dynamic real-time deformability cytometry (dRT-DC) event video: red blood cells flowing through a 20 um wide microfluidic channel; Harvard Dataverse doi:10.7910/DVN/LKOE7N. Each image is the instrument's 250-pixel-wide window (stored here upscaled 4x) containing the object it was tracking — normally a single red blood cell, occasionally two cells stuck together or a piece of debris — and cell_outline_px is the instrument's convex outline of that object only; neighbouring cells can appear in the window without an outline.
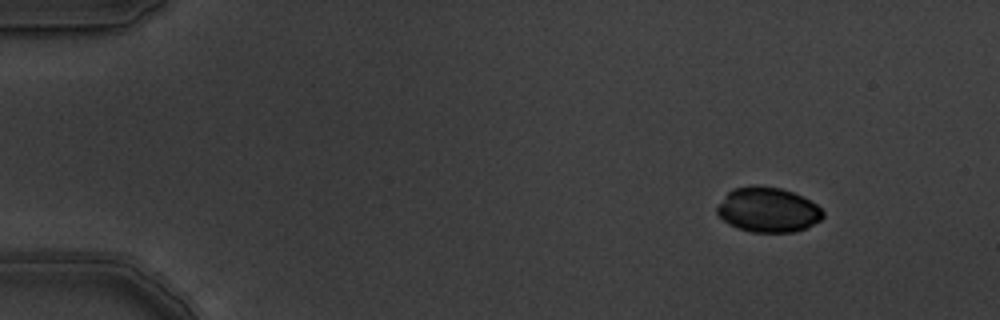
{"species": "common noctule bat (a hibernating species)", "species_latin": "Nyctalus noctula", "temperature_condition": "warm", "stored_images_in_passage": 5, "camera_frame_rate_fps": 3000, "um_per_image_px": 0.085, "animal": {"sex": "male", "body_mass_g": 19.5, "forearm_length_mm": 54.6}, "frame": {"image": 1, "passage_image": 1, "time_ms": 0.0, "image_size_px": [1000, 320], "cell_outline_px": [[824, 216], [820, 220], [796, 232], [752, 232], [736, 228], [728, 224], [716, 212], [716, 208], [728, 192], [732, 188], [756, 184], [780, 188], [792, 192], [816, 204], [824, 212]], "centroid_in_image_um": [65.25, 17.83], "position_along_channel_um": 19.8, "area_um2": 27.63}}
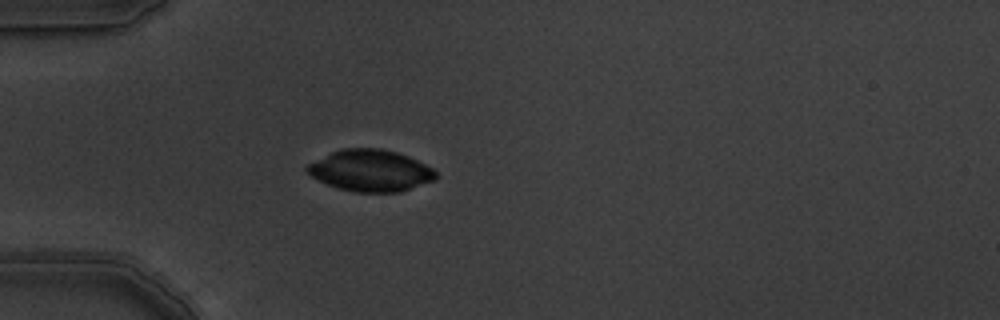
{"frame": {"image": 2, "passage_image": 4, "time_ms": 1.0, "image_size_px": [1000, 320], "cell_outline_px": [[436, 180], [400, 192], [356, 192], [340, 188], [328, 184], [312, 176], [304, 168], [308, 164], [332, 152], [344, 148], [380, 148], [396, 152], [408, 156], [432, 168], [436, 172]], "centroid_in_image_um": [31.52, 14.5], "position_along_channel_um": 53.5, "area_um2": 30.87}}